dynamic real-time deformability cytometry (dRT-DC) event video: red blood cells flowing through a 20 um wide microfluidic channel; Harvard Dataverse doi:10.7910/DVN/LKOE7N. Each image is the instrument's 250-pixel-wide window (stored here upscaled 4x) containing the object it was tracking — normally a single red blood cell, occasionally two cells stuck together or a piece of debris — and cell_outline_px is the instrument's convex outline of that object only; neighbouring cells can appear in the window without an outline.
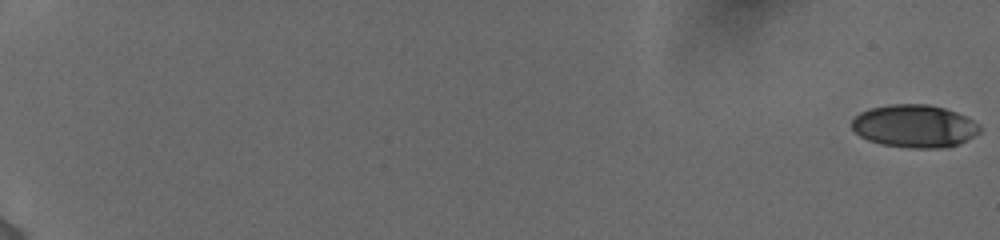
{"species": "human", "species_latin": "Homo sapiens", "temperature_condition": "cold", "stored_images_in_passage": 39, "camera_frame_rate_fps": 3000, "um_per_image_px": 0.085, "donor": {"sex": "female"}, "frame": {"image": 1, "passage_image": 1, "time_ms": 0.0, "image_size_px": [1000, 240], "cell_outline_px": [[980, 132], [960, 144], [940, 148], [908, 148], [880, 144], [868, 140], [860, 136], [852, 128], [852, 120], [860, 112], [868, 108], [888, 104], [928, 104], [944, 108], [956, 112], [980, 124]], "centroid_in_image_um": [77.72, 10.72], "position_along_channel_um": 7.3, "area_um2": 32.02}}